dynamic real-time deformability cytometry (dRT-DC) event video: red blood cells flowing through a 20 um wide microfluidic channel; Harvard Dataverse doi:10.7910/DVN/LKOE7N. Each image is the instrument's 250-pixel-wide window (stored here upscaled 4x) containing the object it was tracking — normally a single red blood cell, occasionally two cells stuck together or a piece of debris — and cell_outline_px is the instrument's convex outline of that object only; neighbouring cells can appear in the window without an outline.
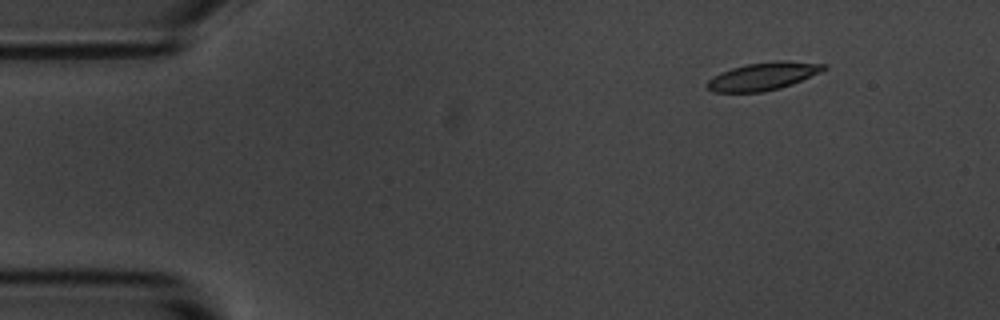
{"species": "common noctule bat (a hibernating species)", "species_latin": "Nyctalus noctula", "temperature_condition": "room temperature", "stored_images_in_passage": 11, "camera_frame_rate_fps": 3000, "um_per_image_px": 0.085, "animal": {"sex": "male", "body_mass_g": 20.1, "forearm_length_mm": 53.5}, "frame": {"image": 1, "passage_image": 2, "time_ms": 2.0, "image_size_px": [1000, 320], "cell_outline_px": [[828, 68], [820, 72], [792, 84], [780, 88], [760, 92], [712, 92], [704, 84], [712, 76], [720, 72], [732, 68], [748, 64], [776, 60], [788, 60], [828, 64]], "centroid_in_image_um": [64.86, 6.47], "position_along_channel_um": 20.1, "area_um2": 19.02}}
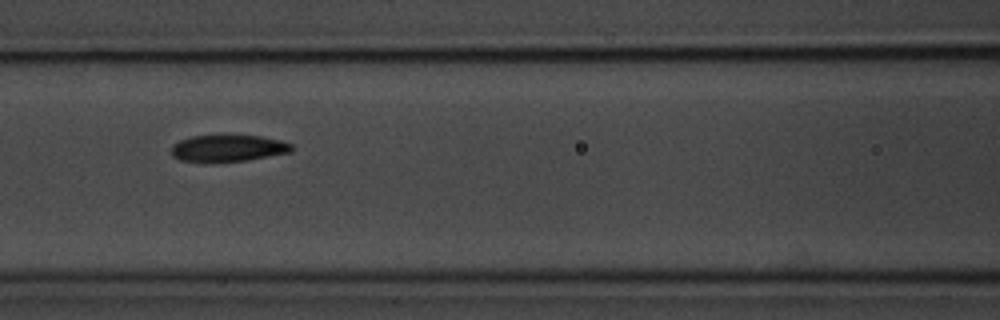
{"frame": {"image": 2, "passage_image": 7, "time_ms": 7.667, "image_size_px": [1000, 320], "cell_outline_px": [[292, 152], [244, 160], [180, 160], [172, 156], [172, 144], [180, 140], [192, 136], [220, 132], [224, 132], [260, 136], [280, 140], [292, 144]], "centroid_in_image_um": [19.39, 12.51], "position_along_channel_um": 147.2, "area_um2": 19.02}}
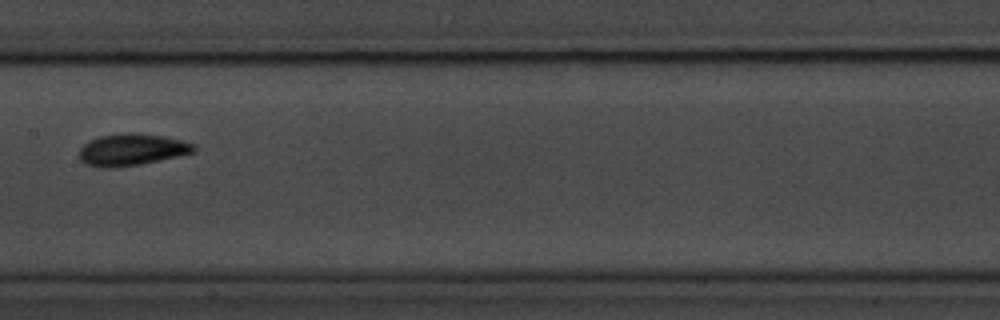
{"frame": {"image": 3, "passage_image": 8, "time_ms": 9.0, "image_size_px": [1000, 320], "cell_outline_px": [[196, 152], [180, 156], [140, 164], [112, 168], [96, 168], [80, 160], [80, 148], [88, 140], [100, 136], [124, 132], [132, 132], [164, 136], [196, 144]], "centroid_in_image_um": [11.21, 12.72], "position_along_channel_um": 196.2, "area_um2": 21.5}}